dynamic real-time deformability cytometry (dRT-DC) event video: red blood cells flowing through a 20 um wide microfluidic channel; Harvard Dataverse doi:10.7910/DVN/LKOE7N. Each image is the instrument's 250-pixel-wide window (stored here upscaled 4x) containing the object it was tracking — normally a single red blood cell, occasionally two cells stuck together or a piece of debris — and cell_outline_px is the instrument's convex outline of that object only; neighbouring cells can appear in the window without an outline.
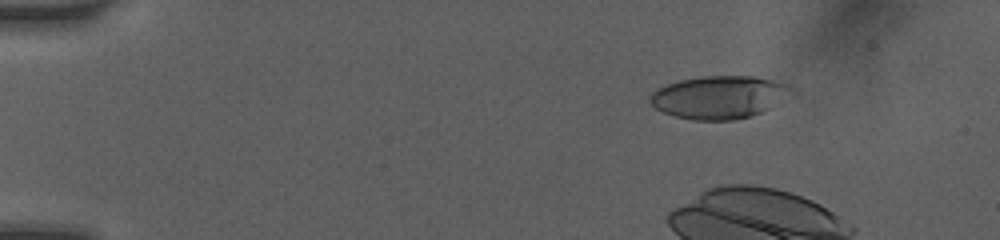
{"species": "human", "species_latin": "Homo sapiens", "temperature_condition": "room temperature", "stored_images_in_passage": 13, "camera_frame_rate_fps": 3000, "um_per_image_px": 0.085, "donor": {"sex": "female"}, "frame": {"image": 1, "passage_image": 3, "time_ms": 1.0, "image_size_px": [1000, 240], "cell_outline_px": [[796, 96], [760, 112], [748, 116], [732, 120], [692, 120], [676, 116], [664, 112], [656, 108], [648, 100], [652, 92], [656, 88], [680, 80], [704, 76], [756, 76], [788, 84], [796, 88]], "centroid_in_image_um": [61.22, 8.25], "position_along_channel_um": 23.8, "area_um2": 35.66}}